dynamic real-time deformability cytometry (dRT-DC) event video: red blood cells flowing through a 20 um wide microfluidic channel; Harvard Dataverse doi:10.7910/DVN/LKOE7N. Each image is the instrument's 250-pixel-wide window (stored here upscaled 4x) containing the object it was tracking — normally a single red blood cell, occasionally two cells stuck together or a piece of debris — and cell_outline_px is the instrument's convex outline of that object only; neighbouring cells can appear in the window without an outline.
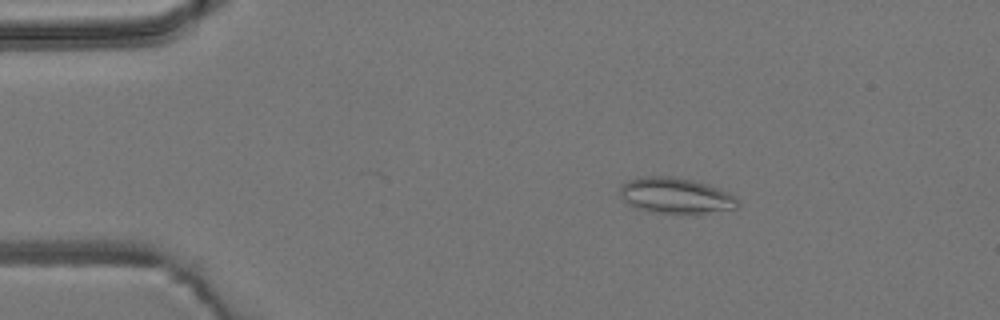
{"species": "common noctule bat (a hibernating species)", "species_latin": "Nyctalus noctula", "temperature_condition": "room temperature", "stored_images_in_passage": 7, "camera_frame_rate_fps": 3000, "um_per_image_px": 0.085, "animal": {"sex": "male", "body_mass_g": 19.2, "forearm_length_mm": 51.8}, "frame": {"image": 1, "passage_image": 3, "time_ms": 2.333, "image_size_px": [1000, 320], "cell_outline_px": [[740, 204], [736, 208], [692, 216], [652, 212], [632, 208], [624, 200], [620, 192], [620, 184], [628, 180], [640, 176], [668, 176], [692, 180], [708, 184], [728, 192], [736, 196], [740, 200]], "centroid_in_image_um": [57.45, 16.66], "position_along_channel_um": 27.5, "area_um2": 25.43}}
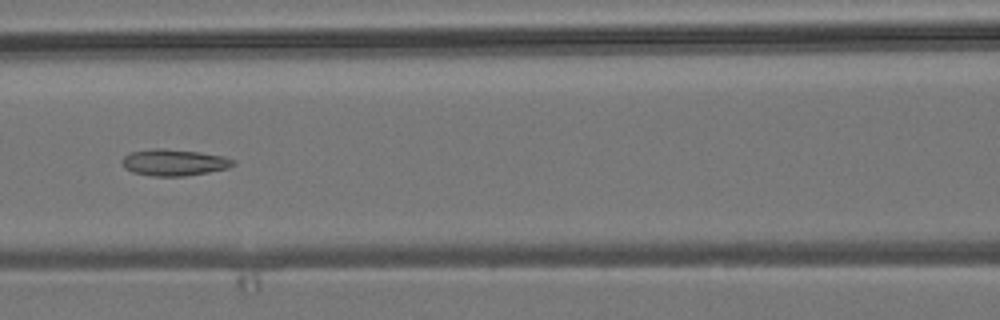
{"frame": {"image": 2, "passage_image": 7, "time_ms": 7.0, "image_size_px": [1000, 320], "cell_outline_px": [[236, 164], [228, 168], [208, 172], [184, 176], [152, 176], [132, 172], [124, 168], [120, 160], [124, 156], [132, 152], [152, 148], [164, 148], [200, 152], [224, 156], [236, 160]], "centroid_in_image_um": [14.79, 13.8], "position_along_channel_um": 151.8, "area_um2": 17.34}}